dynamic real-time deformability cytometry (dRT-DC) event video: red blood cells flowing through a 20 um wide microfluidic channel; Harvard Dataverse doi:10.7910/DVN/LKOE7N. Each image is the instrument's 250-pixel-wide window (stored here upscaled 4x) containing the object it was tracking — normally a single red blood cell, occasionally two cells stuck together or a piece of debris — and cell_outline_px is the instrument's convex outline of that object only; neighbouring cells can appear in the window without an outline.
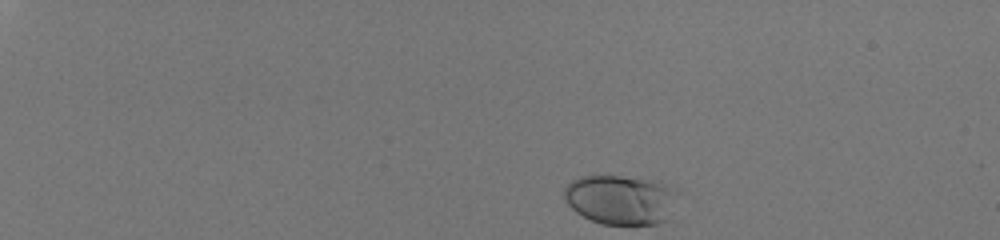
{"species": "human", "species_latin": "Homo sapiens", "temperature_condition": "room temperature", "stored_images_in_passage": 39, "camera_frame_rate_fps": 3000, "um_per_image_px": 0.085, "donor": {"sex": "male"}, "frame": {"image": 1, "passage_image": 1, "time_ms": 0.0, "image_size_px": [1000, 240], "cell_outline_px": [[680, 188], [664, 220], [656, 224], [600, 224], [576, 212], [564, 200], [564, 188], [572, 180], [580, 176], [620, 176], [660, 180], [672, 184]], "centroid_in_image_um": [52.76, 16.93], "position_along_channel_um": 32.2, "area_um2": 32.95}}
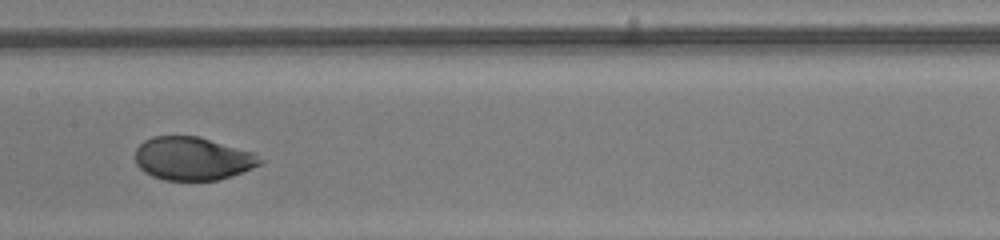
{"frame": {"image": 2, "passage_image": 23, "time_ms": 7.333, "image_size_px": [1000, 240], "cell_outline_px": [[264, 160], [260, 164], [240, 172], [216, 180], [164, 180], [152, 176], [144, 172], [136, 164], [136, 148], [144, 140], [152, 136], [200, 136], [252, 152]], "centroid_in_image_um": [16.33, 13.46], "position_along_channel_um": 191.1, "area_um2": 31.21}}
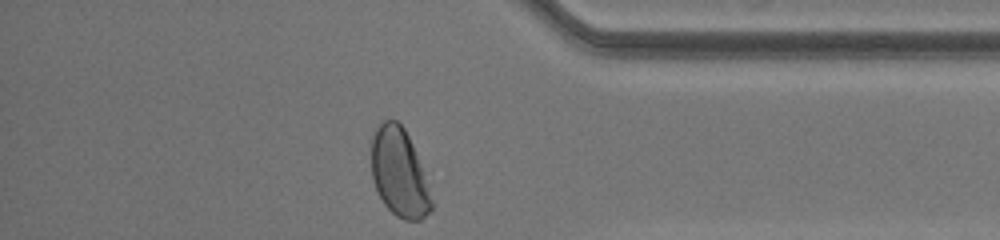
{"frame": {"image": 3, "passage_image": 39, "time_ms": 12.667, "image_size_px": [1000, 240], "cell_outline_px": [[432, 208], [420, 220], [404, 220], [396, 216], [384, 204], [372, 180], [368, 140], [372, 132], [384, 120], [396, 120], [404, 128], [412, 144], [428, 184], [432, 200]], "centroid_in_image_um": [33.87, 14.64], "position_along_channel_um": 401.3, "area_um2": 31.27}, "authors_computed_cell_mechanics": {"area_um2": 32.1368, "velocity_mm_per_s": 4.0806, "shape_relaxation_time_tau1_ms": 4.0135, "shape_relaxation_time_tau2_ms": null, "deformation_change_tau1": 0.1678, "deformation_change_tau2": null}}